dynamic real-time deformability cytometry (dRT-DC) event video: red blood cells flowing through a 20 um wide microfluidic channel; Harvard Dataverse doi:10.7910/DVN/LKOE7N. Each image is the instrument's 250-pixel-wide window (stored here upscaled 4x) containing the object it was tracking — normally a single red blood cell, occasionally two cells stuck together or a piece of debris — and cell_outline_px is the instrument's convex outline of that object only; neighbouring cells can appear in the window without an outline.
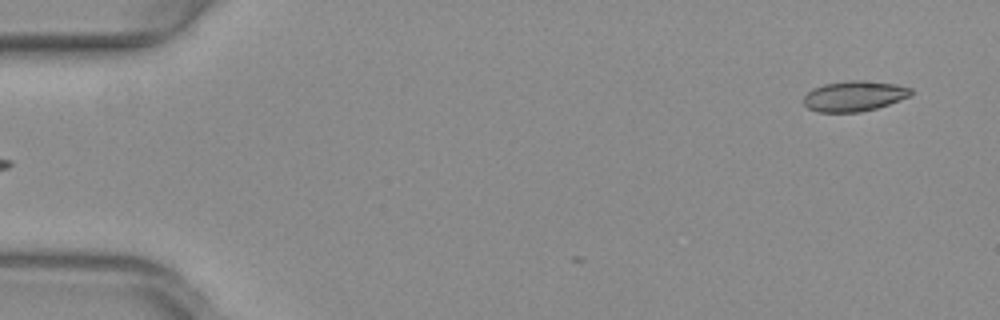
{"species": "common noctule bat (a hibernating species)", "species_latin": "Nyctalus noctula", "temperature_condition": "warm", "stored_images_in_passage": 2, "camera_frame_rate_fps": 3000, "um_per_image_px": 0.085, "animal": {"sex": "female", "body_mass_g": 29.2, "forearm_length_mm": 56.3}, "frame": {"image": 1, "passage_image": 2, "time_ms": 0.333, "image_size_px": [1000, 320], "cell_outline_px": [[912, 96], [876, 108], [860, 112], [816, 112], [808, 108], [804, 104], [804, 96], [812, 88], [824, 84], [848, 80], [864, 80], [896, 84], [912, 88]], "centroid_in_image_um": [72.61, 8.16], "position_along_channel_um": 12.4, "area_um2": 19.13}}